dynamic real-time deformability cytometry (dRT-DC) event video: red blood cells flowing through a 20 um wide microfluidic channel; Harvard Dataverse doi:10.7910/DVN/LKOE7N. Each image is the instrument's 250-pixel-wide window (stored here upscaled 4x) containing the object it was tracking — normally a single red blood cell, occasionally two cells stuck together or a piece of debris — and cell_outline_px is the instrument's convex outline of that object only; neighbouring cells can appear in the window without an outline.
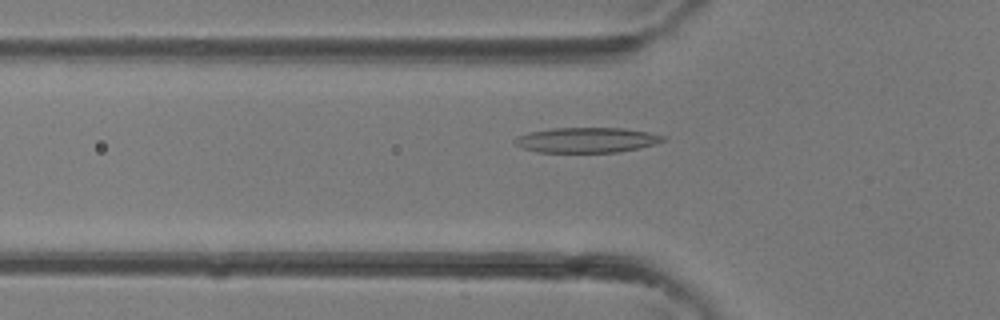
{"species": "common noctule bat (a hibernating species)", "species_latin": "Nyctalus noctula", "temperature_condition": "room temperature", "stored_images_in_passage": 38, "camera_frame_rate_fps": 3000, "um_per_image_px": 0.085, "animal": {"sex": "female"}, "frame": {"image": 1, "passage_image": 13, "time_ms": 4.0, "image_size_px": [1000, 320], "cell_outline_px": [[668, 140], [656, 144], [640, 148], [616, 152], [536, 152], [524, 148], [516, 144], [512, 140], [516, 136], [528, 132], [552, 128], [624, 128], [648, 132], [668, 136]], "centroid_in_image_um": [49.91, 11.9], "position_along_channel_um": 75.9, "area_um2": 21.96}}
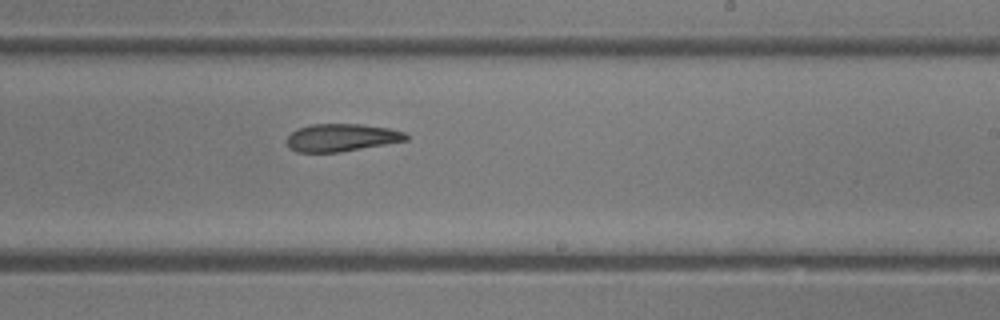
{"frame": {"image": 2, "passage_image": 23, "time_ms": 7.333, "image_size_px": [1000, 320], "cell_outline_px": [[408, 140], [340, 152], [296, 152], [288, 148], [284, 140], [292, 132], [300, 128], [312, 124], [360, 124], [388, 128], [404, 132], [408, 136]], "centroid_in_image_um": [28.98, 11.7], "position_along_channel_um": 260.0, "area_um2": 19.19}}
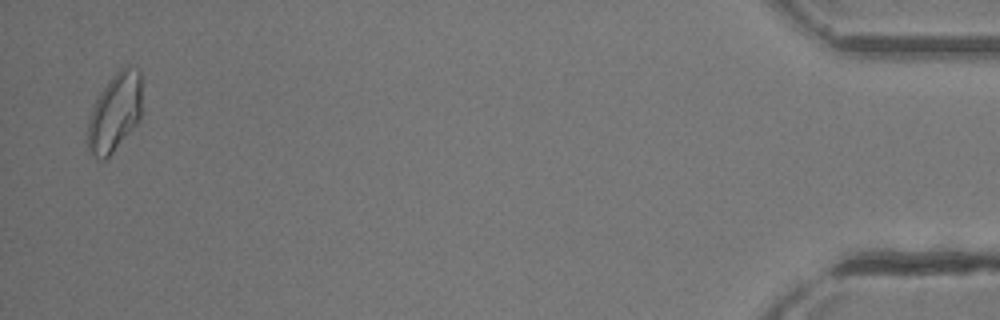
{"frame": {"image": 3, "passage_image": 37, "time_ms": 12.0, "image_size_px": [1000, 320], "cell_outline_px": [[140, 120], [112, 152], [104, 160], [96, 160], [88, 152], [84, 140], [88, 120], [92, 108], [100, 92], [108, 80], [124, 64], [128, 64], [140, 68]], "centroid_in_image_um": [9.7, 9.57], "position_along_channel_um": 425.5, "area_um2": 25.32}}